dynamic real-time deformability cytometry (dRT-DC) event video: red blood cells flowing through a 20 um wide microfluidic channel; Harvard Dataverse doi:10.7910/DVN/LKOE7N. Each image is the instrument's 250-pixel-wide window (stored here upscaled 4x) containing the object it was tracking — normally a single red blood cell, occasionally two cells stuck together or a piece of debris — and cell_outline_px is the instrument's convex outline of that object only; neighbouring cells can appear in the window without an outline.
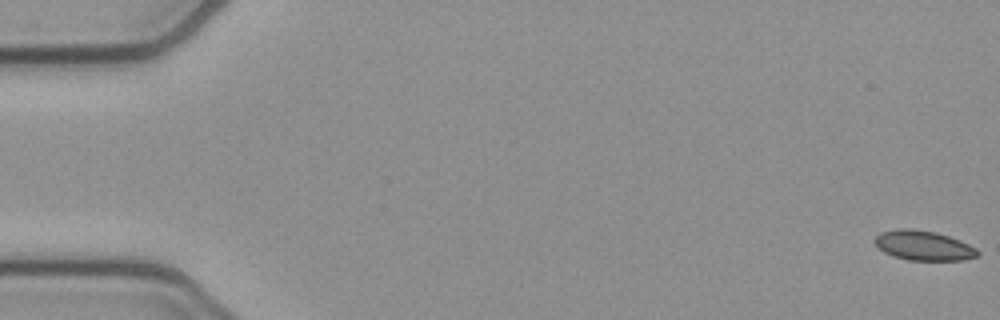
{"species": "common noctule bat (a hibernating species)", "species_latin": "Nyctalus noctula", "temperature_condition": "cold", "stored_images_in_passage": 54, "camera_frame_rate_fps": 3000, "um_per_image_px": 0.085, "animal": {"sex": "female", "body_mass_g": 21.9}, "frame": {"image": 1, "passage_image": 1, "time_ms": 0.0, "image_size_px": [1000, 320], "cell_outline_px": [[980, 252], [976, 256], [964, 260], [908, 260], [884, 252], [872, 240], [880, 232], [896, 228], [912, 228], [936, 232], [960, 240], [976, 248]], "centroid_in_image_um": [78.48, 20.85], "position_along_channel_um": 6.5, "area_um2": 17.8}}
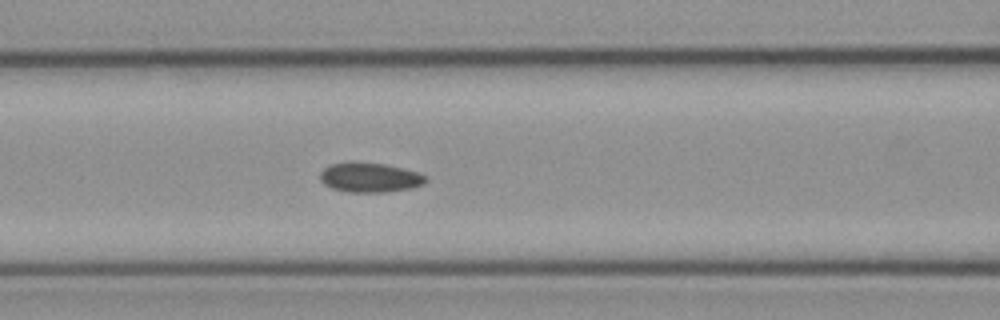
{"frame": {"image": 2, "passage_image": 23, "time_ms": 7.333, "image_size_px": [1000, 320], "cell_outline_px": [[428, 180], [424, 184], [412, 188], [384, 192], [348, 192], [332, 188], [324, 184], [320, 180], [320, 172], [328, 164], [348, 160], [356, 160], [384, 164], [416, 172], [424, 176]], "centroid_in_image_um": [31.36, 15.06], "position_along_channel_um": 135.2, "area_um2": 18.55}}
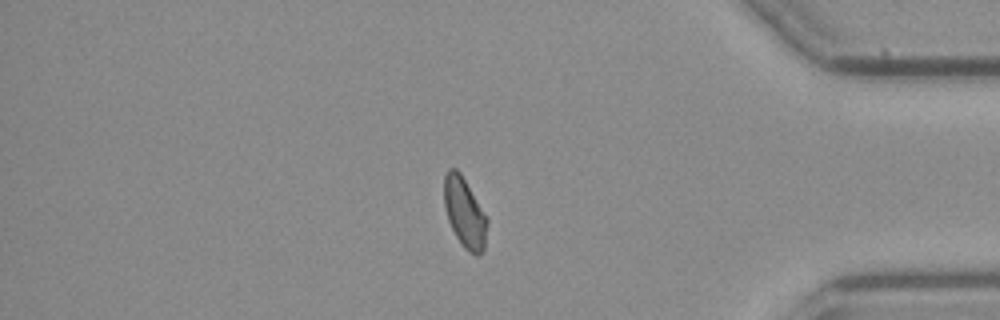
{"frame": {"image": 3, "passage_image": 46, "time_ms": 15.0, "image_size_px": [1000, 320], "cell_outline_px": [[488, 224], [484, 252], [480, 256], [476, 256], [468, 252], [464, 248], [456, 236], [448, 220], [444, 204], [444, 176], [448, 168], [456, 168], [460, 172], [488, 220]], "centroid_in_image_um": [39.5, 18.12], "position_along_channel_um": 395.7, "area_um2": 17.57}, "authors_computed_cell_mechanics": {"area_um2": 17.8024, "velocity_mm_per_s": 3.8146, "shape_relaxation_time_tau1_ms": null, "shape_relaxation_time_tau2_ms": 3.0011, "deformation_change_tau1": null, "deformation_change_tau2": 0.0645}}